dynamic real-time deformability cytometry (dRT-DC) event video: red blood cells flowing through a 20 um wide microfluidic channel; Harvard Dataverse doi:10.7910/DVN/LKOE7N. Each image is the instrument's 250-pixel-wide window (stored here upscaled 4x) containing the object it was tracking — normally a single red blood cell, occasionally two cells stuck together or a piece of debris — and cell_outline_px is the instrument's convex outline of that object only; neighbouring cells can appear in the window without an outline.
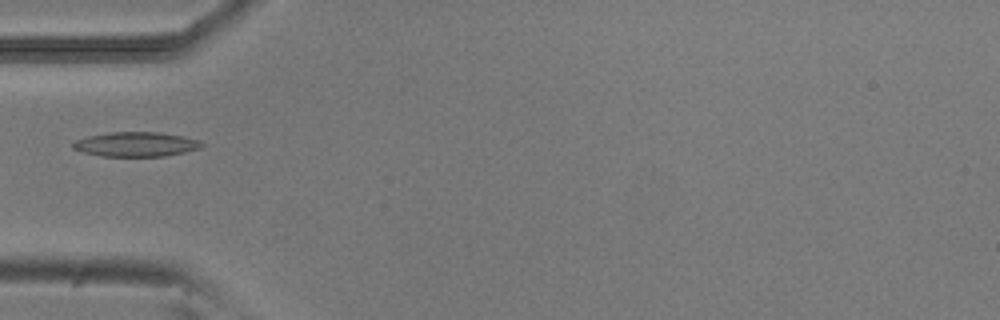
{"species": "common noctule bat (a hibernating species)", "species_latin": "Nyctalus noctula", "temperature_condition": "room temperature", "stored_images_in_passage": 3, "camera_frame_rate_fps": 3000, "um_per_image_px": 0.085, "animal": {"sex": "male", "body_mass_g": 20.5, "forearm_length_mm": 52.5}, "frame": {"image": 1, "passage_image": 2, "time_ms": 0.333, "image_size_px": [1000, 320], "cell_outline_px": [[204, 144], [200, 148], [184, 152], [164, 156], [100, 156], [84, 152], [72, 148], [72, 144], [76, 140], [88, 136], [108, 132], [160, 132], [184, 136], [200, 140]], "centroid_in_image_um": [11.57, 12.25], "position_along_channel_um": 73.4, "area_um2": 18.44}}